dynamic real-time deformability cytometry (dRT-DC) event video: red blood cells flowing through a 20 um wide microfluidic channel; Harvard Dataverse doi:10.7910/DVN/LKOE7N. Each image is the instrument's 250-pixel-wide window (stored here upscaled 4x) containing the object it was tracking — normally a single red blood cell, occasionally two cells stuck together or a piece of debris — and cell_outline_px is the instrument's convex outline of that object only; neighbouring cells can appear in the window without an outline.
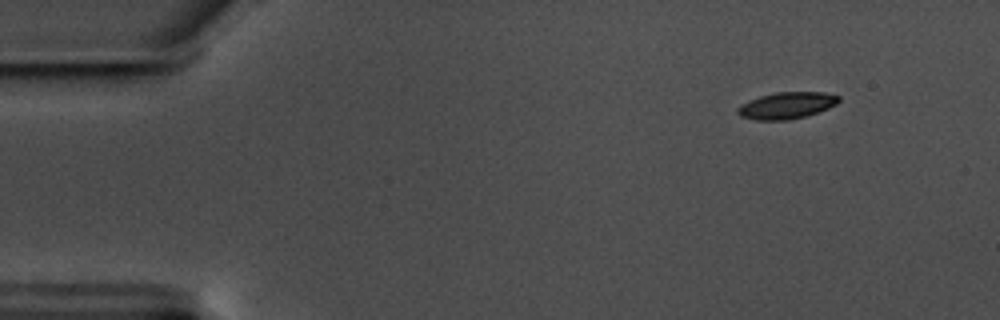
{"species": "common noctule bat (a hibernating species)", "species_latin": "Nyctalus noctula", "temperature_condition": "warm", "stored_images_in_passage": 53, "camera_frame_rate_fps": 3000, "um_per_image_px": 0.085, "animal": {"sex": "male", "body_mass_g": 17.5, "forearm_length_mm": 52.3}, "frame": {"image": 1, "passage_image": 1, "time_ms": 0.0, "image_size_px": [1000, 320], "cell_outline_px": [[840, 100], [836, 104], [828, 108], [804, 116], [788, 120], [756, 120], [740, 116], [736, 112], [736, 108], [760, 96], [776, 92], [824, 92], [840, 96]], "centroid_in_image_um": [66.87, 8.96], "position_along_channel_um": 18.1, "area_um2": 15.49}}
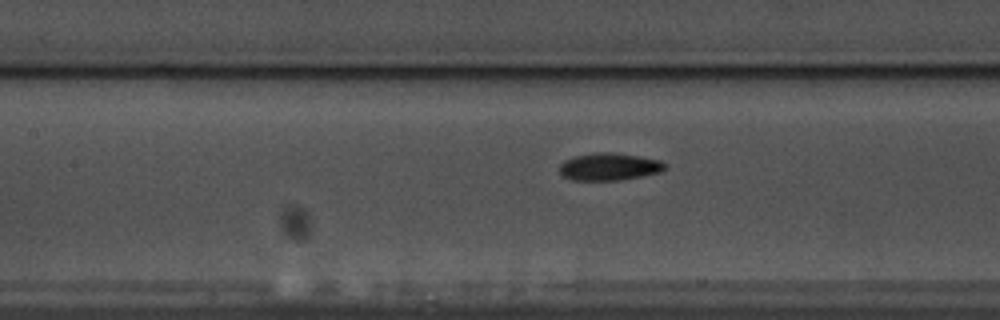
{"frame": {"image": 2, "passage_image": 21, "time_ms": 6.667, "image_size_px": [1000, 320], "cell_outline_px": [[668, 164], [660, 172], [620, 180], [572, 180], [564, 176], [560, 172], [560, 164], [564, 160], [576, 156], [596, 152], [616, 152], [640, 156], [660, 160]], "centroid_in_image_um": [51.79, 14.16], "position_along_channel_um": 155.6, "area_um2": 16.82}}
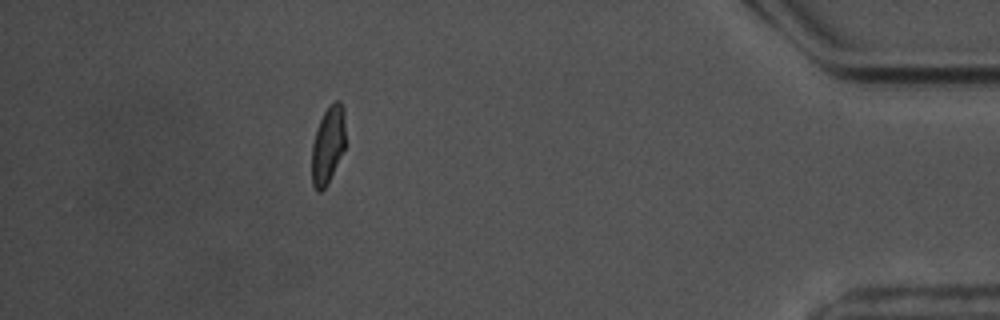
{"frame": {"image": 3, "passage_image": 47, "time_ms": 15.333, "image_size_px": [1000, 320], "cell_outline_px": [[344, 148], [324, 188], [320, 192], [316, 192], [312, 184], [312, 144], [316, 128], [324, 112], [336, 100], [340, 100], [344, 108]], "centroid_in_image_um": [27.85, 12.3], "position_along_channel_um": 407.4, "area_um2": 14.8}, "authors_computed_cell_mechanics": {"area_um2": 16.184, "velocity_mm_per_s": 3.5155, "shape_relaxation_time_tau1_ms": 3.0308, "shape_relaxation_time_tau2_ms": 3.2057, "deformation_change_tau1": 0.1375, "deformation_change_tau2": 0.0641}}